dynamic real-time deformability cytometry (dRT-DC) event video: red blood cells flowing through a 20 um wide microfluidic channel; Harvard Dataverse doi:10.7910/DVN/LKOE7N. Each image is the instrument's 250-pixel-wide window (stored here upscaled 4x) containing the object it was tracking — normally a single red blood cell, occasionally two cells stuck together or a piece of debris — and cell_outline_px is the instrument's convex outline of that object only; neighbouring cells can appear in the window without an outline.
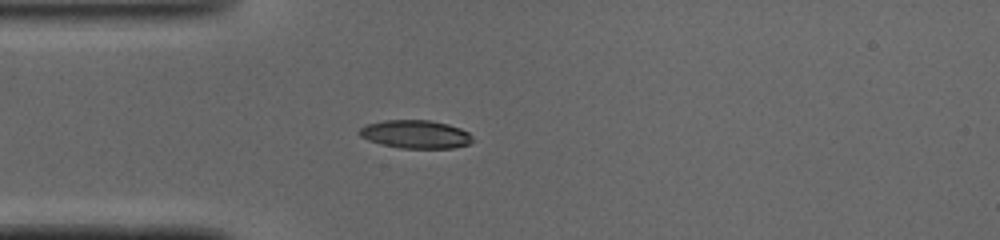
{"species": "common noctule bat (a hibernating species)", "species_latin": "Nyctalus noctula", "temperature_condition": "cold", "stored_images_in_passage": 37, "camera_frame_rate_fps": 3000, "um_per_image_px": 0.085, "animal": {"sex": "male", "body_mass_g": 19.0, "forearm_length_mm": 50.8}, "frame": {"image": 1, "passage_image": 1, "time_ms": 0.0, "image_size_px": [1000, 240], "cell_outline_px": [[472, 140], [468, 144], [452, 148], [400, 148], [380, 144], [368, 140], [360, 136], [356, 132], [364, 124], [384, 120], [428, 120], [448, 124], [460, 128], [468, 132], [472, 136]], "centroid_in_image_um": [35.27, 11.41], "position_along_channel_um": 49.7, "area_um2": 18.73}}
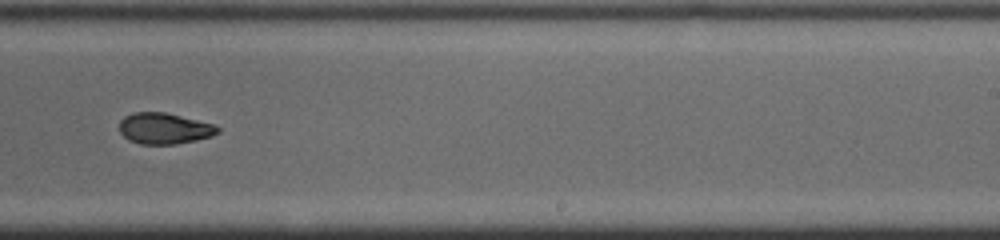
{"frame": {"image": 2, "passage_image": 18, "time_ms": 5.667, "image_size_px": [1000, 240], "cell_outline_px": [[220, 132], [212, 136], [196, 140], [176, 144], [140, 144], [128, 140], [120, 132], [120, 120], [124, 116], [132, 112], [164, 112], [212, 124], [220, 128]], "centroid_in_image_um": [13.94, 10.92], "position_along_channel_um": 275.1, "area_um2": 17.74}}
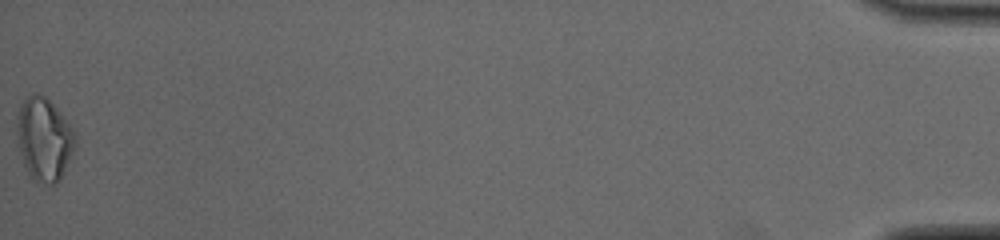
{"frame": {"image": 3, "passage_image": 37, "time_ms": 12.0, "image_size_px": [1000, 240], "cell_outline_px": [[76, 144], [60, 180], [52, 184], [48, 184], [36, 180], [28, 172], [24, 164], [20, 152], [16, 132], [16, 124], [20, 104], [24, 96], [32, 92], [36, 92], [44, 96], [56, 108], [68, 124], [76, 136]], "centroid_in_image_um": [3.72, 11.79], "position_along_channel_um": 431.5, "area_um2": 27.92}, "authors_computed_cell_mechanics": {"area_um2": 18.7272, "velocity_mm_per_s": 4.115, "shape_relaxation_time_tau1_ms": 3.4851, "shape_relaxation_time_tau2_ms": 2.7927, "deformation_change_tau1": 0.1602, "deformation_change_tau2": 0.0893}}